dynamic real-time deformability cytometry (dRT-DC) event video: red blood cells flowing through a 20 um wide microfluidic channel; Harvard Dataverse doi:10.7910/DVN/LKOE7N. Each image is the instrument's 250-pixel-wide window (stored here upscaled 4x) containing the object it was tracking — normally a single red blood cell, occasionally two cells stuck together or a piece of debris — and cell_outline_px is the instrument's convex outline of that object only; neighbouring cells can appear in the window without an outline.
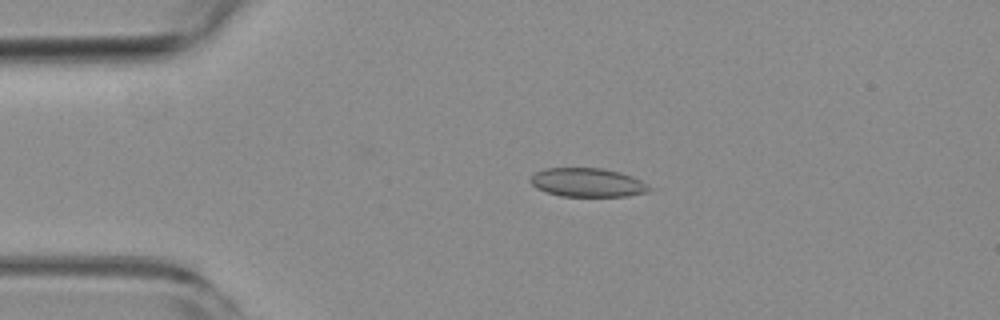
{"species": "common noctule bat (a hibernating species)", "species_latin": "Nyctalus noctula", "temperature_condition": "room temperature", "stored_images_in_passage": 15, "camera_frame_rate_fps": 3000, "um_per_image_px": 0.085, "animal": {"sex": "female", "body_mass_g": 19.3, "forearm_length_mm": 54.1}, "frame": {"image": 1, "passage_image": 10, "time_ms": 3.0, "image_size_px": [1000, 320], "cell_outline_px": [[648, 192], [628, 196], [560, 196], [536, 188], [528, 180], [536, 172], [544, 168], [604, 168], [620, 172], [632, 176], [640, 180], [648, 188]], "centroid_in_image_um": [49.89, 15.51], "position_along_channel_um": 35.1, "area_um2": 19.77}}